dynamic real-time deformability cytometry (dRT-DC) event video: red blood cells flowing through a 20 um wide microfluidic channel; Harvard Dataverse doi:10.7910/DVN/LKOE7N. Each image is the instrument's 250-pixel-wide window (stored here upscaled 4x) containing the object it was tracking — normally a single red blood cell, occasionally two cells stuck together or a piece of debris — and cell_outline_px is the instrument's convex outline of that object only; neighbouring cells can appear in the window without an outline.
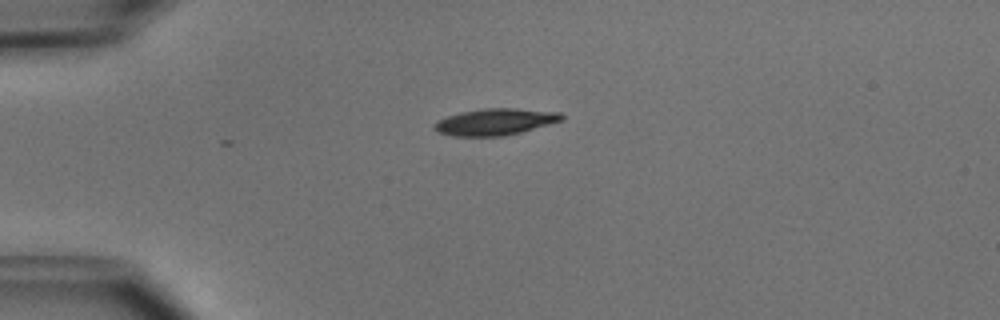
{"species": "common noctule bat (a hibernating species)", "species_latin": "Nyctalus noctula", "temperature_condition": "cold", "stored_images_in_passage": 40, "camera_frame_rate_fps": 3000, "um_per_image_px": 0.085, "animal": {"sex": "male", "body_mass_g": 15.6}, "frame": {"image": 1, "passage_image": 2, "time_ms": 0.333, "image_size_px": [1000, 320], "cell_outline_px": [[564, 120], [520, 132], [504, 136], [452, 136], [436, 132], [436, 124], [440, 120], [448, 116], [460, 112], [484, 108], [516, 108], [560, 112], [564, 116]], "centroid_in_image_um": [42.14, 10.35], "position_along_channel_um": 42.9, "area_um2": 19.59}}
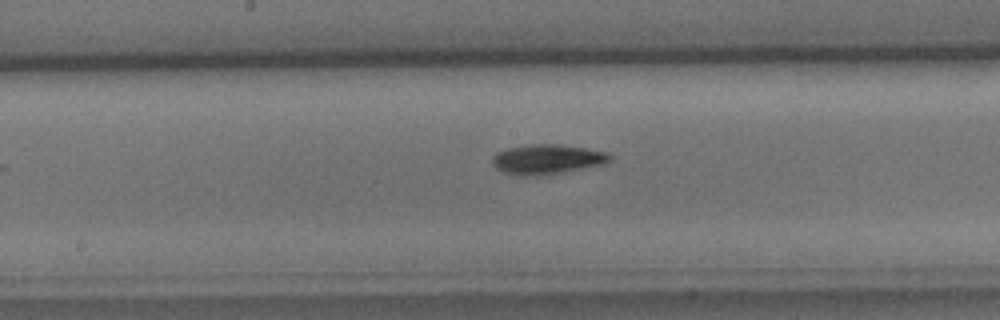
{"frame": {"image": 2, "passage_image": 16, "time_ms": 5.0, "image_size_px": [1000, 320], "cell_outline_px": [[612, 156], [604, 164], [564, 172], [532, 176], [524, 176], [504, 172], [496, 168], [492, 164], [492, 156], [496, 152], [508, 148], [528, 144], [556, 144], [584, 148], [608, 152]], "centroid_in_image_um": [46.47, 13.53], "position_along_channel_um": 201.7, "area_um2": 20.29}}
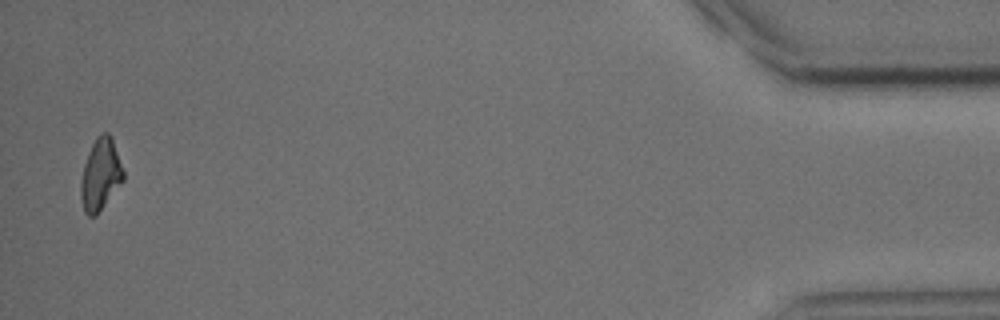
{"frame": {"image": 3, "passage_image": 39, "time_ms": 12.667, "image_size_px": [1000, 320], "cell_outline_px": [[124, 180], [96, 216], [88, 216], [84, 212], [80, 196], [80, 180], [84, 164], [88, 152], [96, 136], [104, 132], [108, 132], [112, 136], [124, 172]], "centroid_in_image_um": [8.53, 14.83], "position_along_channel_um": 426.7, "area_um2": 17.98}, "authors_computed_cell_mechanics": {"area_um2": 19.1607, "velocity_mm_per_s": 3.9798, "shape_relaxation_time_tau1_ms": 2.6541, "shape_relaxation_time_tau2_ms": null, "deformation_change_tau1": 0.1298, "deformation_change_tau2": null}}